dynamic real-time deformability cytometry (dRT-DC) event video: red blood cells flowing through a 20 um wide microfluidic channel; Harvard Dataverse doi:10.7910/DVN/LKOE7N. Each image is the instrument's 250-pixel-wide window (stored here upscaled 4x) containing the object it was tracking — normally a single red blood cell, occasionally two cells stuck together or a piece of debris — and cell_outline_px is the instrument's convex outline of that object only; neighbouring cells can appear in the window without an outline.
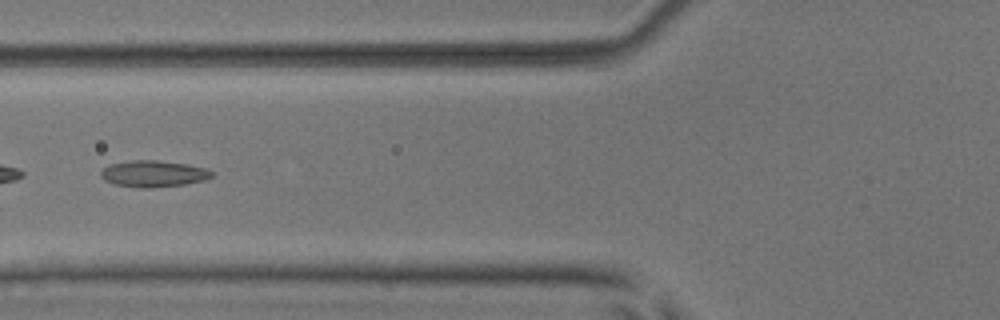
{"species": "common noctule bat (a hibernating species)", "species_latin": "Nyctalus noctula", "temperature_condition": "room temperature", "stored_images_in_passage": 26, "camera_frame_rate_fps": 3000, "um_per_image_px": 0.085, "animal": {"sex": "male", "body_mass_g": 17.9, "forearm_length_mm": 54.2}, "frame": {"image": 1, "passage_image": 11, "time_ms": 3.333, "image_size_px": [1000, 320], "cell_outline_px": [[212, 176], [204, 180], [184, 184], [148, 188], [140, 188], [112, 184], [104, 180], [100, 176], [100, 172], [108, 164], [132, 160], [156, 160], [188, 164], [204, 168], [212, 172]], "centroid_in_image_um": [12.98, 14.76], "position_along_channel_um": 112.8, "area_um2": 17.11}}
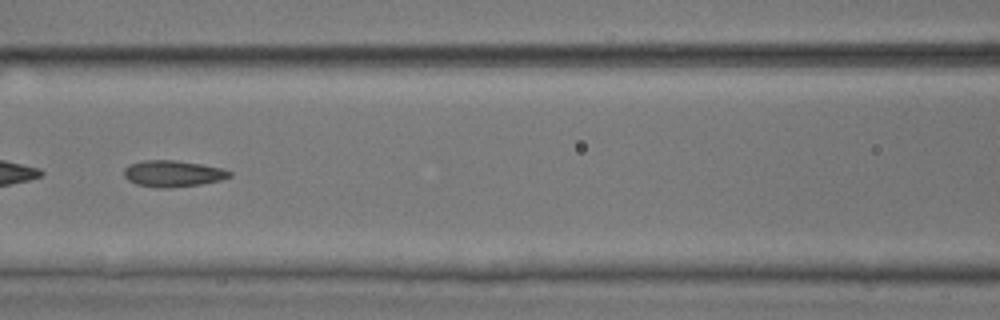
{"frame": {"image": 2, "passage_image": 14, "time_ms": 4.333, "image_size_px": [1000, 320], "cell_outline_px": [[232, 176], [220, 180], [200, 184], [168, 188], [156, 188], [136, 184], [128, 180], [124, 176], [124, 168], [128, 164], [140, 160], [176, 160], [200, 164], [220, 168], [232, 172]], "centroid_in_image_um": [14.64, 14.75], "position_along_channel_um": 152.0, "area_um2": 16.3}}
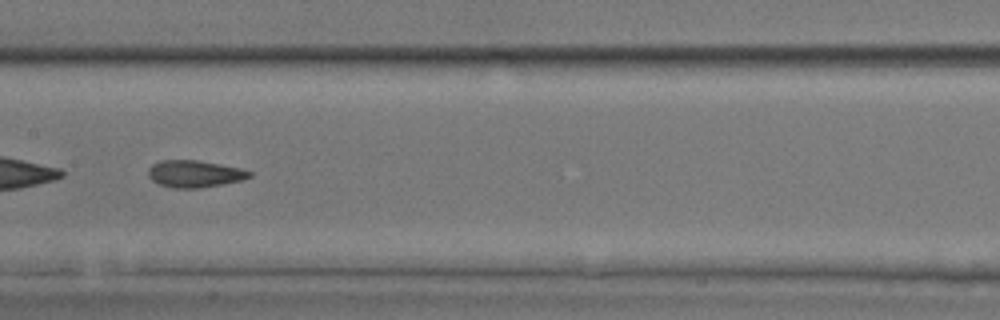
{"frame": {"image": 3, "passage_image": 17, "time_ms": 5.333, "image_size_px": [1000, 320], "cell_outline_px": [[252, 176], [244, 180], [200, 188], [172, 188], [160, 184], [152, 180], [148, 176], [148, 168], [152, 164], [160, 160], [200, 160], [240, 168], [252, 172]], "centroid_in_image_um": [16.54, 14.77], "position_along_channel_um": 190.9, "area_um2": 16.07}}